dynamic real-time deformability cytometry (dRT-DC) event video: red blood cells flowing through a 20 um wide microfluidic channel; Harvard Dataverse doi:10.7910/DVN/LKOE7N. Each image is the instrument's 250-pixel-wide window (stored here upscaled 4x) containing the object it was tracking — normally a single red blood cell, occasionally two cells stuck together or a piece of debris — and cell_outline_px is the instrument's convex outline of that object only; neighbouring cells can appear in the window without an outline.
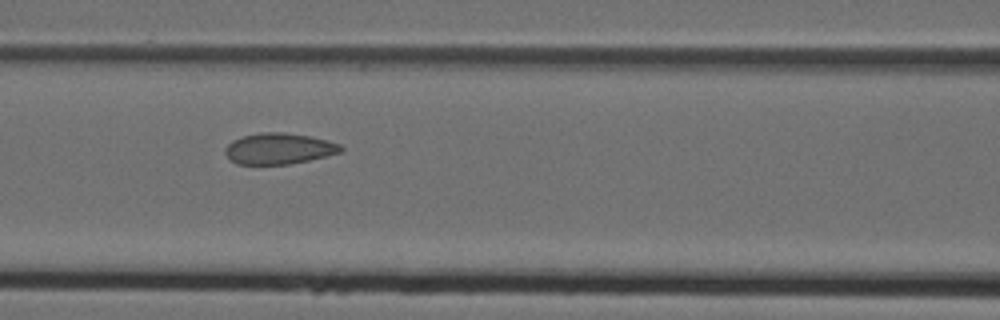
{"species": "Egyptian fruit bat (a non-hibernating species)", "species_latin": "Rousettus aegyptiacus", "temperature_condition": "cold", "stored_images_in_passage": 6, "camera_frame_rate_fps": 3000, "um_per_image_px": 0.085, "animal": {"sex": "female"}, "frame": {"image": 1, "passage_image": 5, "time_ms": 1.333, "image_size_px": [1000, 320], "cell_outline_px": [[344, 148], [340, 152], [292, 164], [236, 164], [228, 160], [224, 152], [224, 148], [232, 140], [244, 136], [260, 132], [284, 132], [308, 136], [340, 144]], "centroid_in_image_um": [23.64, 12.64], "position_along_channel_um": 143.0, "area_um2": 20.87}}
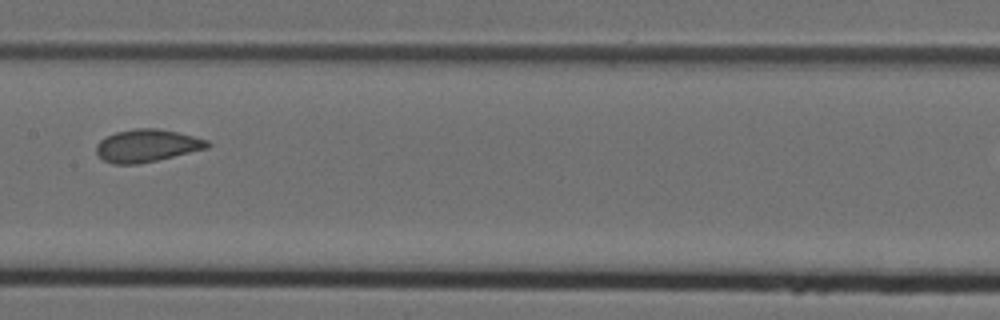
{"frame": {"image": 2, "passage_image": 6, "time_ms": 1.667, "image_size_px": [1000, 320], "cell_outline_px": [[212, 144], [208, 148], [140, 164], [112, 164], [104, 160], [96, 152], [96, 144], [104, 136], [116, 132], [136, 128], [156, 128], [176, 132], [208, 140]], "centroid_in_image_um": [12.47, 12.38], "position_along_channel_um": 194.9, "area_um2": 21.1}}